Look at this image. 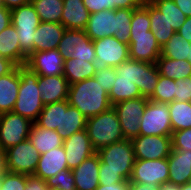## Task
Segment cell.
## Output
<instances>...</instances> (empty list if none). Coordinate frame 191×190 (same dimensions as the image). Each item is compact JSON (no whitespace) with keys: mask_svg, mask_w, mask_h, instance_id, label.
Segmentation results:
<instances>
[{"mask_svg":"<svg viewBox=\"0 0 191 190\" xmlns=\"http://www.w3.org/2000/svg\"><path fill=\"white\" fill-rule=\"evenodd\" d=\"M125 179L112 170H99V184L105 186L106 184L123 182Z\"/></svg>","mask_w":191,"mask_h":190,"instance_id":"47","label":"cell"},{"mask_svg":"<svg viewBox=\"0 0 191 190\" xmlns=\"http://www.w3.org/2000/svg\"><path fill=\"white\" fill-rule=\"evenodd\" d=\"M35 123L45 129L62 130V101L49 103L43 107Z\"/></svg>","mask_w":191,"mask_h":190,"instance_id":"34","label":"cell"},{"mask_svg":"<svg viewBox=\"0 0 191 190\" xmlns=\"http://www.w3.org/2000/svg\"><path fill=\"white\" fill-rule=\"evenodd\" d=\"M128 45L131 60L156 63L161 55V47L151 30L130 32Z\"/></svg>","mask_w":191,"mask_h":190,"instance_id":"15","label":"cell"},{"mask_svg":"<svg viewBox=\"0 0 191 190\" xmlns=\"http://www.w3.org/2000/svg\"><path fill=\"white\" fill-rule=\"evenodd\" d=\"M172 149L191 151V128L172 132Z\"/></svg>","mask_w":191,"mask_h":190,"instance_id":"43","label":"cell"},{"mask_svg":"<svg viewBox=\"0 0 191 190\" xmlns=\"http://www.w3.org/2000/svg\"><path fill=\"white\" fill-rule=\"evenodd\" d=\"M94 78L99 81L108 93L111 91L115 80H116V72L114 67H97Z\"/></svg>","mask_w":191,"mask_h":190,"instance_id":"42","label":"cell"},{"mask_svg":"<svg viewBox=\"0 0 191 190\" xmlns=\"http://www.w3.org/2000/svg\"><path fill=\"white\" fill-rule=\"evenodd\" d=\"M97 67L96 62L68 58L64 60L63 76L67 79L69 85H72L82 80L93 78Z\"/></svg>","mask_w":191,"mask_h":190,"instance_id":"28","label":"cell"},{"mask_svg":"<svg viewBox=\"0 0 191 190\" xmlns=\"http://www.w3.org/2000/svg\"><path fill=\"white\" fill-rule=\"evenodd\" d=\"M136 160L168 158L172 151L171 136L139 135L131 139Z\"/></svg>","mask_w":191,"mask_h":190,"instance_id":"13","label":"cell"},{"mask_svg":"<svg viewBox=\"0 0 191 190\" xmlns=\"http://www.w3.org/2000/svg\"><path fill=\"white\" fill-rule=\"evenodd\" d=\"M62 169H68L63 146L41 154L34 175L46 181L56 176Z\"/></svg>","mask_w":191,"mask_h":190,"instance_id":"20","label":"cell"},{"mask_svg":"<svg viewBox=\"0 0 191 190\" xmlns=\"http://www.w3.org/2000/svg\"><path fill=\"white\" fill-rule=\"evenodd\" d=\"M156 65L160 75L175 81L191 76V63L188 60H175L160 55Z\"/></svg>","mask_w":191,"mask_h":190,"instance_id":"30","label":"cell"},{"mask_svg":"<svg viewBox=\"0 0 191 190\" xmlns=\"http://www.w3.org/2000/svg\"><path fill=\"white\" fill-rule=\"evenodd\" d=\"M0 57L9 59L16 66H23L27 62L21 53L17 30L12 24L0 32Z\"/></svg>","mask_w":191,"mask_h":190,"instance_id":"25","label":"cell"},{"mask_svg":"<svg viewBox=\"0 0 191 190\" xmlns=\"http://www.w3.org/2000/svg\"><path fill=\"white\" fill-rule=\"evenodd\" d=\"M159 190H180V186L168 182L161 185Z\"/></svg>","mask_w":191,"mask_h":190,"instance_id":"58","label":"cell"},{"mask_svg":"<svg viewBox=\"0 0 191 190\" xmlns=\"http://www.w3.org/2000/svg\"><path fill=\"white\" fill-rule=\"evenodd\" d=\"M116 77L132 80L143 97L149 98L159 81V70L156 63L127 60L114 67Z\"/></svg>","mask_w":191,"mask_h":190,"instance_id":"6","label":"cell"},{"mask_svg":"<svg viewBox=\"0 0 191 190\" xmlns=\"http://www.w3.org/2000/svg\"><path fill=\"white\" fill-rule=\"evenodd\" d=\"M72 58L85 60L87 62H96V55L93 41L83 42L80 49L77 52L72 53Z\"/></svg>","mask_w":191,"mask_h":190,"instance_id":"45","label":"cell"},{"mask_svg":"<svg viewBox=\"0 0 191 190\" xmlns=\"http://www.w3.org/2000/svg\"><path fill=\"white\" fill-rule=\"evenodd\" d=\"M48 189L76 190L74 175L70 169H62L56 176L46 180Z\"/></svg>","mask_w":191,"mask_h":190,"instance_id":"39","label":"cell"},{"mask_svg":"<svg viewBox=\"0 0 191 190\" xmlns=\"http://www.w3.org/2000/svg\"><path fill=\"white\" fill-rule=\"evenodd\" d=\"M101 86L94 77L70 85L69 105L77 108L87 118L108 110L113 105L109 93Z\"/></svg>","mask_w":191,"mask_h":190,"instance_id":"2","label":"cell"},{"mask_svg":"<svg viewBox=\"0 0 191 190\" xmlns=\"http://www.w3.org/2000/svg\"><path fill=\"white\" fill-rule=\"evenodd\" d=\"M6 172H8L6 153L5 150L0 148V176H3Z\"/></svg>","mask_w":191,"mask_h":190,"instance_id":"57","label":"cell"},{"mask_svg":"<svg viewBox=\"0 0 191 190\" xmlns=\"http://www.w3.org/2000/svg\"><path fill=\"white\" fill-rule=\"evenodd\" d=\"M3 6L8 9H13L30 3V0H2Z\"/></svg>","mask_w":191,"mask_h":190,"instance_id":"56","label":"cell"},{"mask_svg":"<svg viewBox=\"0 0 191 190\" xmlns=\"http://www.w3.org/2000/svg\"><path fill=\"white\" fill-rule=\"evenodd\" d=\"M130 25V32L150 31L149 12L143 5L133 10Z\"/></svg>","mask_w":191,"mask_h":190,"instance_id":"41","label":"cell"},{"mask_svg":"<svg viewBox=\"0 0 191 190\" xmlns=\"http://www.w3.org/2000/svg\"><path fill=\"white\" fill-rule=\"evenodd\" d=\"M5 153L8 172L34 175L40 154L28 139L6 149Z\"/></svg>","mask_w":191,"mask_h":190,"instance_id":"11","label":"cell"},{"mask_svg":"<svg viewBox=\"0 0 191 190\" xmlns=\"http://www.w3.org/2000/svg\"><path fill=\"white\" fill-rule=\"evenodd\" d=\"M188 61L191 63V46H190V55H188Z\"/></svg>","mask_w":191,"mask_h":190,"instance_id":"61","label":"cell"},{"mask_svg":"<svg viewBox=\"0 0 191 190\" xmlns=\"http://www.w3.org/2000/svg\"><path fill=\"white\" fill-rule=\"evenodd\" d=\"M63 148L66 153L67 166L70 170L78 167L85 159L96 153L86 129L63 140Z\"/></svg>","mask_w":191,"mask_h":190,"instance_id":"16","label":"cell"},{"mask_svg":"<svg viewBox=\"0 0 191 190\" xmlns=\"http://www.w3.org/2000/svg\"><path fill=\"white\" fill-rule=\"evenodd\" d=\"M139 126L140 135L172 136L169 104L148 100Z\"/></svg>","mask_w":191,"mask_h":190,"instance_id":"8","label":"cell"},{"mask_svg":"<svg viewBox=\"0 0 191 190\" xmlns=\"http://www.w3.org/2000/svg\"><path fill=\"white\" fill-rule=\"evenodd\" d=\"M100 159L99 170H112L125 180H130L135 163V154L130 139L113 143L96 151Z\"/></svg>","mask_w":191,"mask_h":190,"instance_id":"5","label":"cell"},{"mask_svg":"<svg viewBox=\"0 0 191 190\" xmlns=\"http://www.w3.org/2000/svg\"><path fill=\"white\" fill-rule=\"evenodd\" d=\"M153 4L165 15L168 23L177 32L187 16L179 9L173 0H155Z\"/></svg>","mask_w":191,"mask_h":190,"instance_id":"37","label":"cell"},{"mask_svg":"<svg viewBox=\"0 0 191 190\" xmlns=\"http://www.w3.org/2000/svg\"><path fill=\"white\" fill-rule=\"evenodd\" d=\"M143 97L137 85L128 79L116 77L115 83L109 92V100L112 105L129 99Z\"/></svg>","mask_w":191,"mask_h":190,"instance_id":"35","label":"cell"},{"mask_svg":"<svg viewBox=\"0 0 191 190\" xmlns=\"http://www.w3.org/2000/svg\"><path fill=\"white\" fill-rule=\"evenodd\" d=\"M63 65L64 59L57 49L33 52L25 64L40 76L62 75Z\"/></svg>","mask_w":191,"mask_h":190,"instance_id":"17","label":"cell"},{"mask_svg":"<svg viewBox=\"0 0 191 190\" xmlns=\"http://www.w3.org/2000/svg\"><path fill=\"white\" fill-rule=\"evenodd\" d=\"M25 190H49L47 182L35 175H27V184Z\"/></svg>","mask_w":191,"mask_h":190,"instance_id":"48","label":"cell"},{"mask_svg":"<svg viewBox=\"0 0 191 190\" xmlns=\"http://www.w3.org/2000/svg\"><path fill=\"white\" fill-rule=\"evenodd\" d=\"M40 18L32 3L11 9V24L16 28L21 53L28 58L34 52L35 30Z\"/></svg>","mask_w":191,"mask_h":190,"instance_id":"7","label":"cell"},{"mask_svg":"<svg viewBox=\"0 0 191 190\" xmlns=\"http://www.w3.org/2000/svg\"><path fill=\"white\" fill-rule=\"evenodd\" d=\"M143 4L139 0H107V10L136 9Z\"/></svg>","mask_w":191,"mask_h":190,"instance_id":"46","label":"cell"},{"mask_svg":"<svg viewBox=\"0 0 191 190\" xmlns=\"http://www.w3.org/2000/svg\"><path fill=\"white\" fill-rule=\"evenodd\" d=\"M28 140L33 144L40 155L56 147L63 146V140L57 131L42 128L35 122L32 124Z\"/></svg>","mask_w":191,"mask_h":190,"instance_id":"26","label":"cell"},{"mask_svg":"<svg viewBox=\"0 0 191 190\" xmlns=\"http://www.w3.org/2000/svg\"><path fill=\"white\" fill-rule=\"evenodd\" d=\"M61 24L70 30H84L90 13L82 0H63Z\"/></svg>","mask_w":191,"mask_h":190,"instance_id":"23","label":"cell"},{"mask_svg":"<svg viewBox=\"0 0 191 190\" xmlns=\"http://www.w3.org/2000/svg\"><path fill=\"white\" fill-rule=\"evenodd\" d=\"M65 29L61 23L40 22L35 30L34 52L57 49Z\"/></svg>","mask_w":191,"mask_h":190,"instance_id":"22","label":"cell"},{"mask_svg":"<svg viewBox=\"0 0 191 190\" xmlns=\"http://www.w3.org/2000/svg\"><path fill=\"white\" fill-rule=\"evenodd\" d=\"M20 86L19 66L10 73L0 76V114L12 112Z\"/></svg>","mask_w":191,"mask_h":190,"instance_id":"24","label":"cell"},{"mask_svg":"<svg viewBox=\"0 0 191 190\" xmlns=\"http://www.w3.org/2000/svg\"><path fill=\"white\" fill-rule=\"evenodd\" d=\"M49 190H62V189L56 187V188H52V189H49Z\"/></svg>","mask_w":191,"mask_h":190,"instance_id":"62","label":"cell"},{"mask_svg":"<svg viewBox=\"0 0 191 190\" xmlns=\"http://www.w3.org/2000/svg\"><path fill=\"white\" fill-rule=\"evenodd\" d=\"M41 22L61 23L63 0H31Z\"/></svg>","mask_w":191,"mask_h":190,"instance_id":"33","label":"cell"},{"mask_svg":"<svg viewBox=\"0 0 191 190\" xmlns=\"http://www.w3.org/2000/svg\"><path fill=\"white\" fill-rule=\"evenodd\" d=\"M169 183L182 186L190 183L191 178V151L172 149L168 156Z\"/></svg>","mask_w":191,"mask_h":190,"instance_id":"21","label":"cell"},{"mask_svg":"<svg viewBox=\"0 0 191 190\" xmlns=\"http://www.w3.org/2000/svg\"><path fill=\"white\" fill-rule=\"evenodd\" d=\"M177 33L180 37H184L188 42H191V16L186 18Z\"/></svg>","mask_w":191,"mask_h":190,"instance_id":"52","label":"cell"},{"mask_svg":"<svg viewBox=\"0 0 191 190\" xmlns=\"http://www.w3.org/2000/svg\"><path fill=\"white\" fill-rule=\"evenodd\" d=\"M175 100L178 102L191 100V76L176 80Z\"/></svg>","mask_w":191,"mask_h":190,"instance_id":"44","label":"cell"},{"mask_svg":"<svg viewBox=\"0 0 191 190\" xmlns=\"http://www.w3.org/2000/svg\"><path fill=\"white\" fill-rule=\"evenodd\" d=\"M142 4L153 3L155 0H139Z\"/></svg>","mask_w":191,"mask_h":190,"instance_id":"60","label":"cell"},{"mask_svg":"<svg viewBox=\"0 0 191 190\" xmlns=\"http://www.w3.org/2000/svg\"><path fill=\"white\" fill-rule=\"evenodd\" d=\"M179 9L187 16H191V0H173Z\"/></svg>","mask_w":191,"mask_h":190,"instance_id":"54","label":"cell"},{"mask_svg":"<svg viewBox=\"0 0 191 190\" xmlns=\"http://www.w3.org/2000/svg\"><path fill=\"white\" fill-rule=\"evenodd\" d=\"M148 100L147 97H139L124 100L113 105L125 139L131 140L140 135V120Z\"/></svg>","mask_w":191,"mask_h":190,"instance_id":"10","label":"cell"},{"mask_svg":"<svg viewBox=\"0 0 191 190\" xmlns=\"http://www.w3.org/2000/svg\"><path fill=\"white\" fill-rule=\"evenodd\" d=\"M85 129L96 151L125 139L113 106L98 115L87 118Z\"/></svg>","mask_w":191,"mask_h":190,"instance_id":"4","label":"cell"},{"mask_svg":"<svg viewBox=\"0 0 191 190\" xmlns=\"http://www.w3.org/2000/svg\"><path fill=\"white\" fill-rule=\"evenodd\" d=\"M95 190H129V181L125 180L119 183L106 184L105 186L99 184Z\"/></svg>","mask_w":191,"mask_h":190,"instance_id":"51","label":"cell"},{"mask_svg":"<svg viewBox=\"0 0 191 190\" xmlns=\"http://www.w3.org/2000/svg\"><path fill=\"white\" fill-rule=\"evenodd\" d=\"M133 10L120 8L90 14L84 31L92 41L114 36L120 42L128 43Z\"/></svg>","mask_w":191,"mask_h":190,"instance_id":"1","label":"cell"},{"mask_svg":"<svg viewBox=\"0 0 191 190\" xmlns=\"http://www.w3.org/2000/svg\"><path fill=\"white\" fill-rule=\"evenodd\" d=\"M180 190H191V183L180 186Z\"/></svg>","mask_w":191,"mask_h":190,"instance_id":"59","label":"cell"},{"mask_svg":"<svg viewBox=\"0 0 191 190\" xmlns=\"http://www.w3.org/2000/svg\"><path fill=\"white\" fill-rule=\"evenodd\" d=\"M20 86L12 112L28 118L33 123L45 106L38 89V74L25 65L19 66Z\"/></svg>","mask_w":191,"mask_h":190,"instance_id":"3","label":"cell"},{"mask_svg":"<svg viewBox=\"0 0 191 190\" xmlns=\"http://www.w3.org/2000/svg\"><path fill=\"white\" fill-rule=\"evenodd\" d=\"M27 175L6 172L1 177L0 190H25Z\"/></svg>","mask_w":191,"mask_h":190,"instance_id":"40","label":"cell"},{"mask_svg":"<svg viewBox=\"0 0 191 190\" xmlns=\"http://www.w3.org/2000/svg\"><path fill=\"white\" fill-rule=\"evenodd\" d=\"M175 93L176 81L160 75L155 91L148 99L153 102L171 103L175 100Z\"/></svg>","mask_w":191,"mask_h":190,"instance_id":"38","label":"cell"},{"mask_svg":"<svg viewBox=\"0 0 191 190\" xmlns=\"http://www.w3.org/2000/svg\"><path fill=\"white\" fill-rule=\"evenodd\" d=\"M92 40L84 30L65 29L62 39L58 44L57 50L62 55V58L72 59V53L77 52L83 42H91Z\"/></svg>","mask_w":191,"mask_h":190,"instance_id":"31","label":"cell"},{"mask_svg":"<svg viewBox=\"0 0 191 190\" xmlns=\"http://www.w3.org/2000/svg\"><path fill=\"white\" fill-rule=\"evenodd\" d=\"M11 24V10L0 6V32Z\"/></svg>","mask_w":191,"mask_h":190,"instance_id":"50","label":"cell"},{"mask_svg":"<svg viewBox=\"0 0 191 190\" xmlns=\"http://www.w3.org/2000/svg\"><path fill=\"white\" fill-rule=\"evenodd\" d=\"M16 65L9 59L0 57V76L10 73Z\"/></svg>","mask_w":191,"mask_h":190,"instance_id":"53","label":"cell"},{"mask_svg":"<svg viewBox=\"0 0 191 190\" xmlns=\"http://www.w3.org/2000/svg\"><path fill=\"white\" fill-rule=\"evenodd\" d=\"M93 44L98 67H116L130 59L128 43L120 42L114 36L94 40Z\"/></svg>","mask_w":191,"mask_h":190,"instance_id":"14","label":"cell"},{"mask_svg":"<svg viewBox=\"0 0 191 190\" xmlns=\"http://www.w3.org/2000/svg\"><path fill=\"white\" fill-rule=\"evenodd\" d=\"M32 124L14 112L0 114V148L6 150L28 139Z\"/></svg>","mask_w":191,"mask_h":190,"instance_id":"9","label":"cell"},{"mask_svg":"<svg viewBox=\"0 0 191 190\" xmlns=\"http://www.w3.org/2000/svg\"><path fill=\"white\" fill-rule=\"evenodd\" d=\"M169 172L167 158L157 160H135L129 181L160 187L169 182Z\"/></svg>","mask_w":191,"mask_h":190,"instance_id":"12","label":"cell"},{"mask_svg":"<svg viewBox=\"0 0 191 190\" xmlns=\"http://www.w3.org/2000/svg\"><path fill=\"white\" fill-rule=\"evenodd\" d=\"M129 190H159V187L144 183H135L129 181Z\"/></svg>","mask_w":191,"mask_h":190,"instance_id":"55","label":"cell"},{"mask_svg":"<svg viewBox=\"0 0 191 190\" xmlns=\"http://www.w3.org/2000/svg\"><path fill=\"white\" fill-rule=\"evenodd\" d=\"M100 159L97 153L72 169L76 190H95L99 185Z\"/></svg>","mask_w":191,"mask_h":190,"instance_id":"19","label":"cell"},{"mask_svg":"<svg viewBox=\"0 0 191 190\" xmlns=\"http://www.w3.org/2000/svg\"><path fill=\"white\" fill-rule=\"evenodd\" d=\"M190 46L191 42H188L184 37H180L175 32L169 41L161 47V56L175 60H188Z\"/></svg>","mask_w":191,"mask_h":190,"instance_id":"36","label":"cell"},{"mask_svg":"<svg viewBox=\"0 0 191 190\" xmlns=\"http://www.w3.org/2000/svg\"><path fill=\"white\" fill-rule=\"evenodd\" d=\"M90 14L107 10V0H82Z\"/></svg>","mask_w":191,"mask_h":190,"instance_id":"49","label":"cell"},{"mask_svg":"<svg viewBox=\"0 0 191 190\" xmlns=\"http://www.w3.org/2000/svg\"><path fill=\"white\" fill-rule=\"evenodd\" d=\"M69 83L62 75H38V89L44 105L68 100Z\"/></svg>","mask_w":191,"mask_h":190,"instance_id":"18","label":"cell"},{"mask_svg":"<svg viewBox=\"0 0 191 190\" xmlns=\"http://www.w3.org/2000/svg\"><path fill=\"white\" fill-rule=\"evenodd\" d=\"M169 104L172 132L191 128V102L174 100Z\"/></svg>","mask_w":191,"mask_h":190,"instance_id":"32","label":"cell"},{"mask_svg":"<svg viewBox=\"0 0 191 190\" xmlns=\"http://www.w3.org/2000/svg\"><path fill=\"white\" fill-rule=\"evenodd\" d=\"M86 123L87 117L77 108L70 106L68 100L62 101V130L58 132L62 140L85 129Z\"/></svg>","mask_w":191,"mask_h":190,"instance_id":"27","label":"cell"},{"mask_svg":"<svg viewBox=\"0 0 191 190\" xmlns=\"http://www.w3.org/2000/svg\"><path fill=\"white\" fill-rule=\"evenodd\" d=\"M143 6L149 12L150 30L156 37V40L160 47H162L165 43L169 41V39L175 33V30L168 23L165 15H163L162 12H160V10L153 3H146L143 4Z\"/></svg>","mask_w":191,"mask_h":190,"instance_id":"29","label":"cell"}]
</instances>
